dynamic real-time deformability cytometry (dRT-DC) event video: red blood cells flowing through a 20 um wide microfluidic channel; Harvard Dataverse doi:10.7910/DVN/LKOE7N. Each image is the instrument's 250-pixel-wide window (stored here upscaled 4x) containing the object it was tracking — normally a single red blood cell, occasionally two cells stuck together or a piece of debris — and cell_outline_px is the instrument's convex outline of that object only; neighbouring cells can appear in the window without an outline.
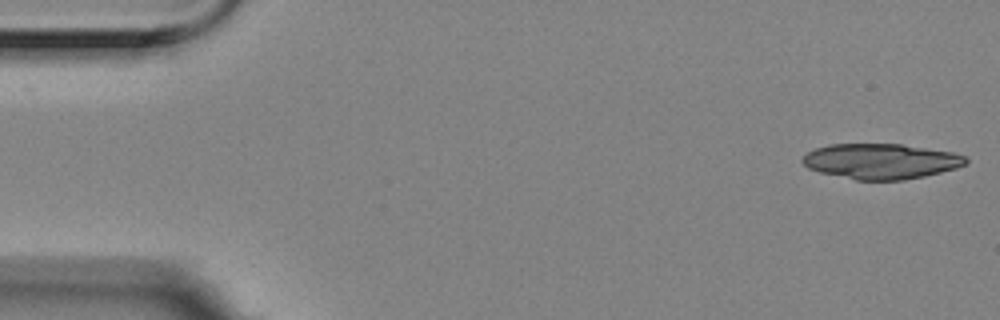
{"species": "Egyptian fruit bat (a non-hibernating species)", "species_latin": "Rousettus aegyptiacus", "temperature_condition": "room temperature", "stored_images_in_passage": 5, "camera_frame_rate_fps": 3000, "um_per_image_px": 0.085, "animal": {"sex": "female"}, "frame": {"image": 1, "passage_image": 1, "time_ms": 0.0, "image_size_px": [1000, 320], "cell_outline_px": [[968, 164], [956, 168], [924, 176], [904, 180], [856, 180], [820, 172], [808, 168], [800, 160], [808, 152], [816, 148], [828, 144], [900, 144], [952, 152], [964, 156], [968, 160]], "centroid_in_image_um": [74.87, 13.71], "position_along_channel_um": 10.1, "area_um2": 33.52}}